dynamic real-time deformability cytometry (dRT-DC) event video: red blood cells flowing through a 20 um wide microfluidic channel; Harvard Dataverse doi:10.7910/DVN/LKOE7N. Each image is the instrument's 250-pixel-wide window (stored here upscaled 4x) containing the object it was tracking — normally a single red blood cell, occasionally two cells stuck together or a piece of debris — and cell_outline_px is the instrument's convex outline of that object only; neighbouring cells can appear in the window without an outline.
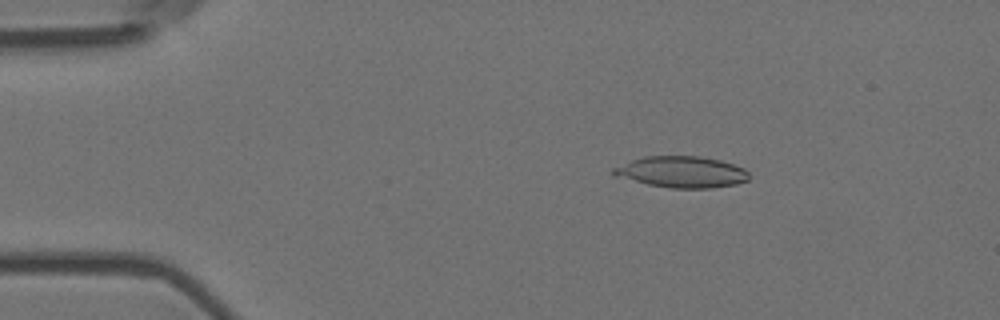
{"species": "Egyptian fruit bat (a non-hibernating species)", "species_latin": "Rousettus aegyptiacus", "temperature_condition": "room temperature", "stored_images_in_passage": 14, "camera_frame_rate_fps": 3000, "um_per_image_px": 0.085, "animal": {"sex": "female"}, "frame": {"image": 1, "passage_image": 3, "time_ms": 0.667, "image_size_px": [1000, 320], "cell_outline_px": [[748, 180], [736, 184], [712, 188], [672, 188], [648, 184], [612, 176], [612, 168], [632, 160], [644, 156], [696, 156], [720, 160], [744, 168], [748, 172]], "centroid_in_image_um": [57.91, 14.62], "position_along_channel_um": 27.1, "area_um2": 24.68}}
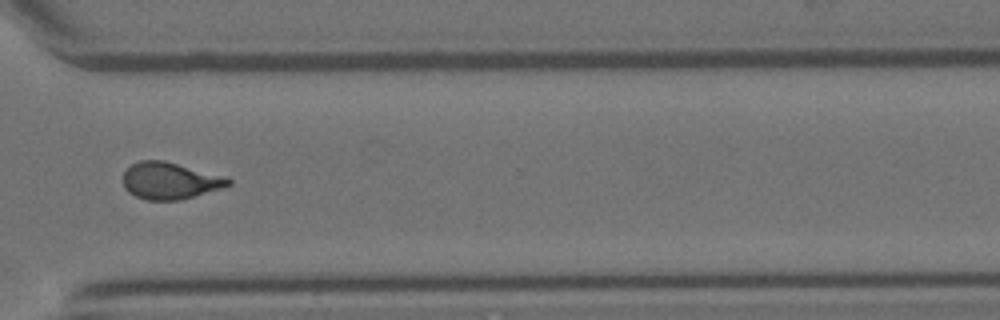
{"frame": {"image": 2, "passage_image": 11, "time_ms": 3.333, "image_size_px": [1000, 320], "cell_outline_px": [[232, 184], [220, 188], [180, 200], [148, 200], [136, 196], [128, 192], [124, 188], [124, 172], [132, 164], [140, 160], [164, 160], [228, 176], [232, 180]], "centroid_in_image_um": [14.47, 15.35], "position_along_channel_um": 356.1, "area_um2": 22.66}}